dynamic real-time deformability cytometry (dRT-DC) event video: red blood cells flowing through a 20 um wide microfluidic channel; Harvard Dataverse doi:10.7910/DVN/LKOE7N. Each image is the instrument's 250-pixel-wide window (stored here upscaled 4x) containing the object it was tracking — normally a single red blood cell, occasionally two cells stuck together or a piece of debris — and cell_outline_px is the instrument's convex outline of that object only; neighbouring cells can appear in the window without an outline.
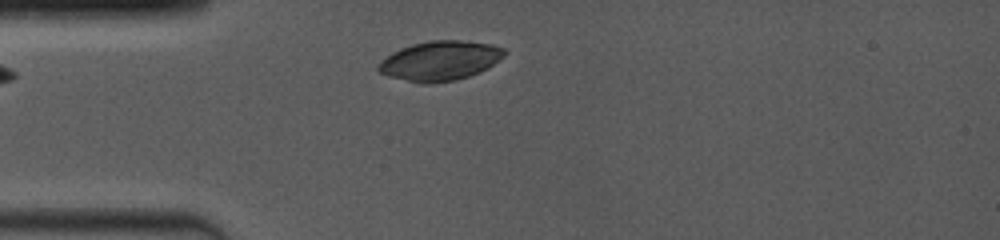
{"species": "common noctule bat (a hibernating species)", "species_latin": "Nyctalus noctula", "temperature_condition": "room temperature", "stored_images_in_passage": 23, "camera_frame_rate_fps": 4000, "um_per_image_px": 0.085, "animal": {"sex": "female", "body_mass_g": 19.0, "forearm_length_mm": 53.3}, "frame": {"image": 1, "passage_image": 1, "time_ms": 0.0, "image_size_px": [1000, 240], "cell_outline_px": [[508, 52], [504, 56], [488, 68], [480, 72], [456, 80], [432, 84], [424, 84], [388, 76], [380, 72], [376, 68], [376, 64], [380, 60], [392, 52], [400, 48], [412, 44], [432, 40], [460, 40], [492, 44], [504, 48]], "centroid_in_image_um": [37.39, 5.16], "position_along_channel_um": 47.6, "area_um2": 29.3}}
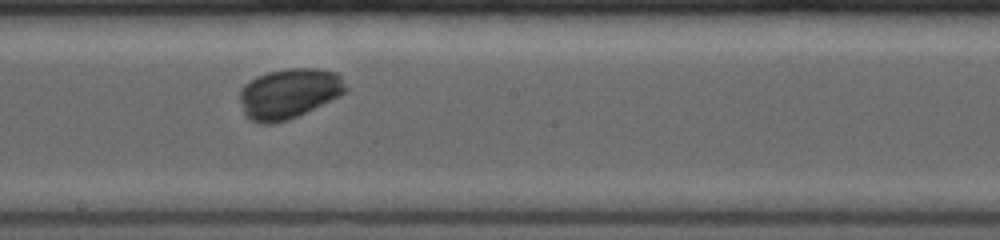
{"frame": {"image": 2, "passage_image": 12, "time_ms": 4.75, "image_size_px": [1000, 240], "cell_outline_px": [[348, 88], [340, 96], [288, 120], [272, 124], [260, 124], [248, 120], [244, 116], [240, 100], [240, 88], [244, 84], [256, 76], [268, 72], [288, 68], [316, 68], [336, 72], [340, 76]], "centroid_in_image_um": [24.52, 7.95], "position_along_channel_um": 223.7, "area_um2": 31.15}}
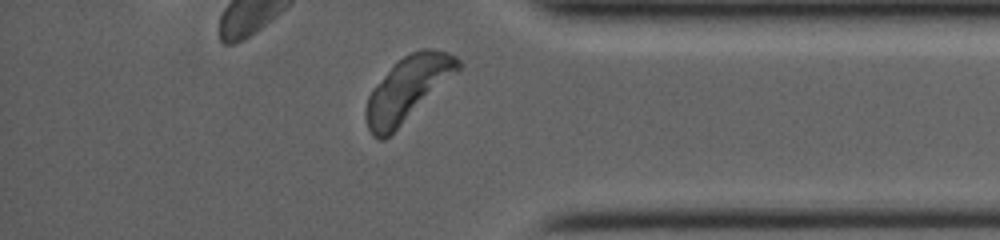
{"frame": {"image": 3, "passage_image": 23, "time_ms": 9.25, "image_size_px": [1000, 240], "cell_outline_px": [[464, 64], [456, 72], [384, 140], [380, 140], [372, 136], [368, 128], [364, 116], [364, 108], [368, 96], [372, 88], [404, 56], [420, 48], [432, 48], [448, 52], [456, 56]], "centroid_in_image_um": [34.62, 7.54], "position_along_channel_um": 400.6, "area_um2": 33.64}}